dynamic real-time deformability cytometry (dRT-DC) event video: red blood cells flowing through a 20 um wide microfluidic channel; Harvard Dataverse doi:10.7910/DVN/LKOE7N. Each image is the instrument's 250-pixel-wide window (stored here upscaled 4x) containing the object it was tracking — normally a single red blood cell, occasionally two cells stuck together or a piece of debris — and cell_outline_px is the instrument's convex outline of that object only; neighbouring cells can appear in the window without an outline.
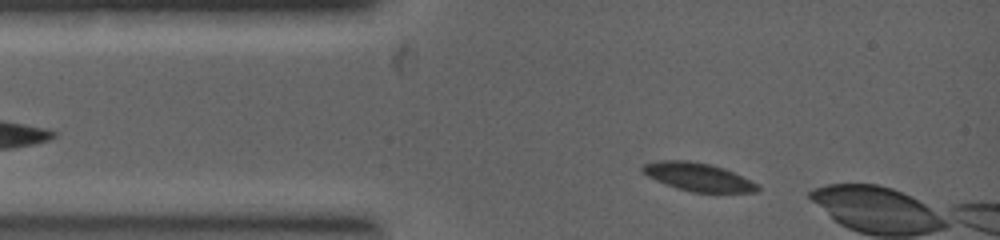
{"species": "common noctule bat (a hibernating species)", "species_latin": "Nyctalus noctula", "temperature_condition": "warm", "stored_images_in_passage": 4, "camera_frame_rate_fps": 5000, "um_per_image_px": 0.085, "animal": {"sex": "female", "body_mass_g": 19.0, "forearm_length_mm": 53.3}, "frame": {"image": 1, "passage_image": 1, "time_ms": 0.0, "image_size_px": [1000, 240], "cell_outline_px": [[760, 192], [692, 192], [676, 188], [656, 180], [640, 172], [640, 168], [644, 164], [660, 160], [688, 160], [712, 164], [724, 168], [756, 184], [760, 188]], "centroid_in_image_um": [59.28, 15.03], "position_along_channel_um": 25.7, "area_um2": 18.79}}